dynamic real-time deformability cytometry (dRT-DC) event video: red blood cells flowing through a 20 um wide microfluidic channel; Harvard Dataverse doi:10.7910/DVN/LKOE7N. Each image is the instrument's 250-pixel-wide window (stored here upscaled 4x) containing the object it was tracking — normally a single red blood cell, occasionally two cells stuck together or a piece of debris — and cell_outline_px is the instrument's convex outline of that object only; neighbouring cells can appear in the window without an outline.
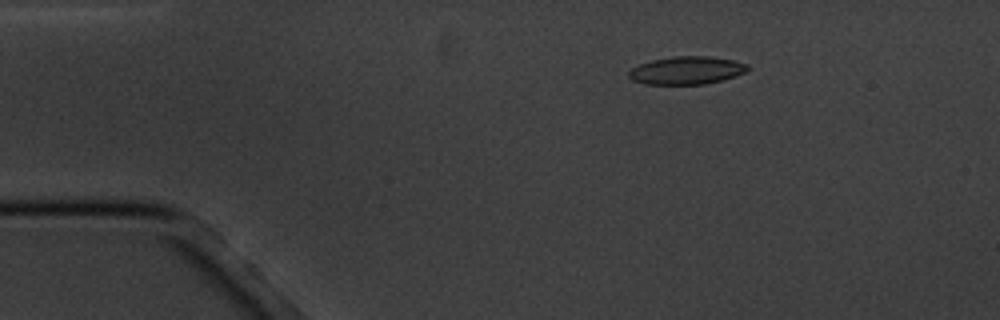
{"species": "common noctule bat (a hibernating species)", "species_latin": "Nyctalus noctula", "temperature_condition": "cold", "stored_images_in_passage": 4, "camera_frame_rate_fps": 3000, "um_per_image_px": 0.085, "animal": {"sex": "male", "body_mass_g": 20.1, "forearm_length_mm": 53.5}, "frame": {"image": 1, "passage_image": 3, "time_ms": 2.333, "image_size_px": [1000, 320], "cell_outline_px": [[748, 72], [724, 80], [704, 84], [644, 84], [632, 80], [628, 76], [628, 72], [632, 68], [640, 64], [652, 60], [672, 56], [708, 56], [732, 60], [748, 64]], "centroid_in_image_um": [58.38, 5.99], "position_along_channel_um": 26.6, "area_um2": 19.42}}